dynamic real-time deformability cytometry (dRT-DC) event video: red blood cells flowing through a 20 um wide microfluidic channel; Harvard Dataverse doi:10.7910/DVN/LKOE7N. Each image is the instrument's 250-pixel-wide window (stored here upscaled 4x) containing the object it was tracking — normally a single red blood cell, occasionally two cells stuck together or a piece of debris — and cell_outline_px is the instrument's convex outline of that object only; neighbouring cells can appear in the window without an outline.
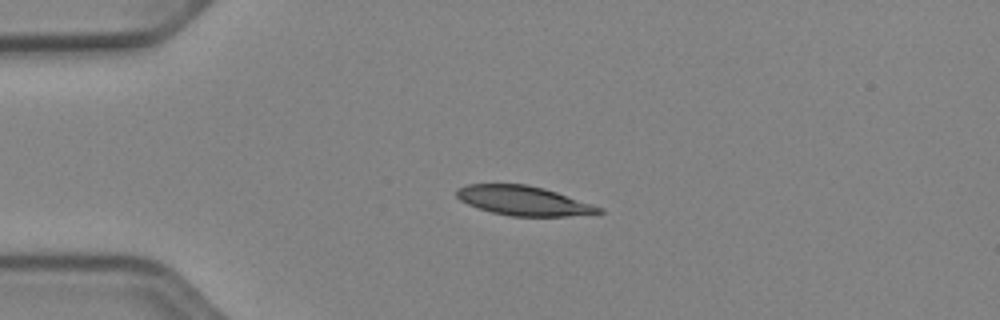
{"species": "Egyptian fruit bat (a non-hibernating species)", "species_latin": "Rousettus aegyptiacus", "temperature_condition": "cold", "stored_images_in_passage": 40, "camera_frame_rate_fps": 3000, "um_per_image_px": 0.085, "animal": {"sex": "female"}, "frame": {"image": 1, "passage_image": 1, "time_ms": 0.0, "image_size_px": [1000, 320], "cell_outline_px": [[604, 212], [596, 216], [512, 216], [492, 212], [468, 204], [460, 200], [456, 196], [456, 188], [464, 184], [528, 184], [544, 188], [604, 208]], "centroid_in_image_um": [44.57, 17.07], "position_along_channel_um": 40.4, "area_um2": 24.68}}
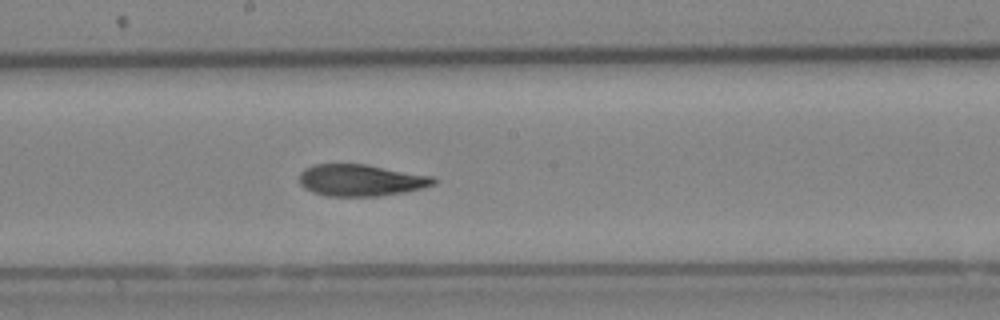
{"frame": {"image": 2, "passage_image": 17, "time_ms": 5.333, "image_size_px": [1000, 320], "cell_outline_px": [[436, 184], [424, 188], [404, 192], [380, 196], [328, 196], [312, 192], [304, 188], [300, 184], [300, 172], [304, 168], [316, 164], [364, 164], [432, 176], [436, 180]], "centroid_in_image_um": [30.66, 15.32], "position_along_channel_um": 217.5, "area_um2": 24.8}}
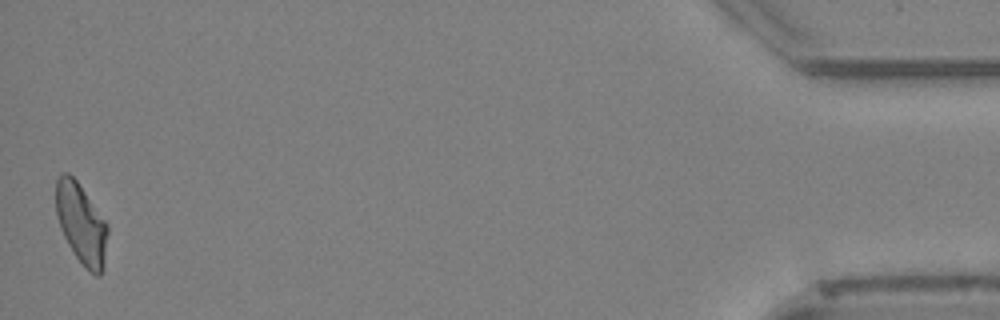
{"frame": {"image": 3, "passage_image": 40, "time_ms": 13.0, "image_size_px": [1000, 320], "cell_outline_px": [[108, 232], [104, 268], [100, 276], [96, 276], [76, 256], [68, 244], [60, 228], [56, 212], [56, 180], [64, 172], [68, 172], [76, 180], [104, 220], [108, 228]], "centroid_in_image_um": [6.91, 19.02], "position_along_channel_um": 428.3, "area_um2": 23.7}, "authors_computed_cell_mechanics": {"area_um2": 24.9696, "velocity_mm_per_s": 3.9071, "shape_relaxation_time_tau1_ms": 5.6469, "shape_relaxation_time_tau2_ms": 2.7207, "deformation_change_tau1": 0.166, "deformation_change_tau2": 0.1052}}